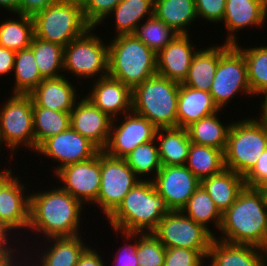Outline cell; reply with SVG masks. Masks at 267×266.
<instances>
[{
    "instance_id": "1",
    "label": "cell",
    "mask_w": 267,
    "mask_h": 266,
    "mask_svg": "<svg viewBox=\"0 0 267 266\" xmlns=\"http://www.w3.org/2000/svg\"><path fill=\"white\" fill-rule=\"evenodd\" d=\"M82 208L83 204L60 186L31 193L28 230L45 240L78 236Z\"/></svg>"
},
{
    "instance_id": "2",
    "label": "cell",
    "mask_w": 267,
    "mask_h": 266,
    "mask_svg": "<svg viewBox=\"0 0 267 266\" xmlns=\"http://www.w3.org/2000/svg\"><path fill=\"white\" fill-rule=\"evenodd\" d=\"M222 236L214 238L235 244L260 247L267 233V207L258 188L246 187L222 214L219 230Z\"/></svg>"
},
{
    "instance_id": "3",
    "label": "cell",
    "mask_w": 267,
    "mask_h": 266,
    "mask_svg": "<svg viewBox=\"0 0 267 266\" xmlns=\"http://www.w3.org/2000/svg\"><path fill=\"white\" fill-rule=\"evenodd\" d=\"M171 212L153 181L145 178L125 195L122 203L107 218L114 230L152 233L164 215Z\"/></svg>"
},
{
    "instance_id": "4",
    "label": "cell",
    "mask_w": 267,
    "mask_h": 266,
    "mask_svg": "<svg viewBox=\"0 0 267 266\" xmlns=\"http://www.w3.org/2000/svg\"><path fill=\"white\" fill-rule=\"evenodd\" d=\"M108 43V75L133 90L157 74L156 54L133 34Z\"/></svg>"
},
{
    "instance_id": "5",
    "label": "cell",
    "mask_w": 267,
    "mask_h": 266,
    "mask_svg": "<svg viewBox=\"0 0 267 266\" xmlns=\"http://www.w3.org/2000/svg\"><path fill=\"white\" fill-rule=\"evenodd\" d=\"M180 84L155 74L132 90V112L157 128L177 127Z\"/></svg>"
},
{
    "instance_id": "6",
    "label": "cell",
    "mask_w": 267,
    "mask_h": 266,
    "mask_svg": "<svg viewBox=\"0 0 267 266\" xmlns=\"http://www.w3.org/2000/svg\"><path fill=\"white\" fill-rule=\"evenodd\" d=\"M247 117L232 122L224 151L225 168L245 176L267 149V124Z\"/></svg>"
},
{
    "instance_id": "7",
    "label": "cell",
    "mask_w": 267,
    "mask_h": 266,
    "mask_svg": "<svg viewBox=\"0 0 267 266\" xmlns=\"http://www.w3.org/2000/svg\"><path fill=\"white\" fill-rule=\"evenodd\" d=\"M32 18L35 37L63 47L90 28L84 18L82 7L76 4L56 1Z\"/></svg>"
},
{
    "instance_id": "8",
    "label": "cell",
    "mask_w": 267,
    "mask_h": 266,
    "mask_svg": "<svg viewBox=\"0 0 267 266\" xmlns=\"http://www.w3.org/2000/svg\"><path fill=\"white\" fill-rule=\"evenodd\" d=\"M0 108V141L11 151L26 146L35 152L33 100L30 94H11ZM24 144V145H23ZM22 145V146H21Z\"/></svg>"
},
{
    "instance_id": "9",
    "label": "cell",
    "mask_w": 267,
    "mask_h": 266,
    "mask_svg": "<svg viewBox=\"0 0 267 266\" xmlns=\"http://www.w3.org/2000/svg\"><path fill=\"white\" fill-rule=\"evenodd\" d=\"M95 29L90 27L64 47L63 71L76 79L96 78V75L99 79L108 75V44L92 33Z\"/></svg>"
},
{
    "instance_id": "10",
    "label": "cell",
    "mask_w": 267,
    "mask_h": 266,
    "mask_svg": "<svg viewBox=\"0 0 267 266\" xmlns=\"http://www.w3.org/2000/svg\"><path fill=\"white\" fill-rule=\"evenodd\" d=\"M209 92L219 110L226 108L238 93L252 96L246 62L243 53L235 45L221 44L220 59Z\"/></svg>"
},
{
    "instance_id": "11",
    "label": "cell",
    "mask_w": 267,
    "mask_h": 266,
    "mask_svg": "<svg viewBox=\"0 0 267 266\" xmlns=\"http://www.w3.org/2000/svg\"><path fill=\"white\" fill-rule=\"evenodd\" d=\"M152 234L166 248H187L201 251L207 256L215 233L184 215L171 211L163 216Z\"/></svg>"
},
{
    "instance_id": "12",
    "label": "cell",
    "mask_w": 267,
    "mask_h": 266,
    "mask_svg": "<svg viewBox=\"0 0 267 266\" xmlns=\"http://www.w3.org/2000/svg\"><path fill=\"white\" fill-rule=\"evenodd\" d=\"M139 181L125 159L114 158L101 151L100 190L93 204H97L108 218Z\"/></svg>"
},
{
    "instance_id": "13",
    "label": "cell",
    "mask_w": 267,
    "mask_h": 266,
    "mask_svg": "<svg viewBox=\"0 0 267 266\" xmlns=\"http://www.w3.org/2000/svg\"><path fill=\"white\" fill-rule=\"evenodd\" d=\"M122 122L112 119L110 136L106 147L102 150L114 158L124 159L137 146L154 140L157 127L147 118L134 112L120 116ZM118 124H116L117 122Z\"/></svg>"
},
{
    "instance_id": "14",
    "label": "cell",
    "mask_w": 267,
    "mask_h": 266,
    "mask_svg": "<svg viewBox=\"0 0 267 266\" xmlns=\"http://www.w3.org/2000/svg\"><path fill=\"white\" fill-rule=\"evenodd\" d=\"M54 176L58 178L56 181L62 182L60 187L72 197L84 205H93L100 190L101 150L88 160L62 167Z\"/></svg>"
},
{
    "instance_id": "15",
    "label": "cell",
    "mask_w": 267,
    "mask_h": 266,
    "mask_svg": "<svg viewBox=\"0 0 267 266\" xmlns=\"http://www.w3.org/2000/svg\"><path fill=\"white\" fill-rule=\"evenodd\" d=\"M99 151L100 149L94 143L71 126L56 136L46 139L36 150L38 155H44L60 163L54 167V174L66 165L94 157Z\"/></svg>"
},
{
    "instance_id": "16",
    "label": "cell",
    "mask_w": 267,
    "mask_h": 266,
    "mask_svg": "<svg viewBox=\"0 0 267 266\" xmlns=\"http://www.w3.org/2000/svg\"><path fill=\"white\" fill-rule=\"evenodd\" d=\"M152 181L171 211H181L200 186V180L185 165H162Z\"/></svg>"
},
{
    "instance_id": "17",
    "label": "cell",
    "mask_w": 267,
    "mask_h": 266,
    "mask_svg": "<svg viewBox=\"0 0 267 266\" xmlns=\"http://www.w3.org/2000/svg\"><path fill=\"white\" fill-rule=\"evenodd\" d=\"M78 100L70 112V126L102 151L109 140L112 119L87 97Z\"/></svg>"
},
{
    "instance_id": "18",
    "label": "cell",
    "mask_w": 267,
    "mask_h": 266,
    "mask_svg": "<svg viewBox=\"0 0 267 266\" xmlns=\"http://www.w3.org/2000/svg\"><path fill=\"white\" fill-rule=\"evenodd\" d=\"M20 176L13 175L0 188V223L10 232L19 230L28 232L30 193L25 183L19 181ZM26 229V230H25Z\"/></svg>"
},
{
    "instance_id": "19",
    "label": "cell",
    "mask_w": 267,
    "mask_h": 266,
    "mask_svg": "<svg viewBox=\"0 0 267 266\" xmlns=\"http://www.w3.org/2000/svg\"><path fill=\"white\" fill-rule=\"evenodd\" d=\"M92 85L85 96L111 119L132 112V90L120 80L107 75Z\"/></svg>"
},
{
    "instance_id": "20",
    "label": "cell",
    "mask_w": 267,
    "mask_h": 266,
    "mask_svg": "<svg viewBox=\"0 0 267 266\" xmlns=\"http://www.w3.org/2000/svg\"><path fill=\"white\" fill-rule=\"evenodd\" d=\"M189 35L191 34H177L156 55L158 75L179 84L185 81L192 57L198 51L196 46H192Z\"/></svg>"
},
{
    "instance_id": "21",
    "label": "cell",
    "mask_w": 267,
    "mask_h": 266,
    "mask_svg": "<svg viewBox=\"0 0 267 266\" xmlns=\"http://www.w3.org/2000/svg\"><path fill=\"white\" fill-rule=\"evenodd\" d=\"M267 19V0H226L223 24L228 32L225 43L237 44L236 33L248 26H264Z\"/></svg>"
},
{
    "instance_id": "22",
    "label": "cell",
    "mask_w": 267,
    "mask_h": 266,
    "mask_svg": "<svg viewBox=\"0 0 267 266\" xmlns=\"http://www.w3.org/2000/svg\"><path fill=\"white\" fill-rule=\"evenodd\" d=\"M64 75L56 78H44L30 93L33 102L38 107L55 111L71 112L76 104L77 90L69 78Z\"/></svg>"
},
{
    "instance_id": "23",
    "label": "cell",
    "mask_w": 267,
    "mask_h": 266,
    "mask_svg": "<svg viewBox=\"0 0 267 266\" xmlns=\"http://www.w3.org/2000/svg\"><path fill=\"white\" fill-rule=\"evenodd\" d=\"M208 266H265L260 247L214 238L206 256Z\"/></svg>"
},
{
    "instance_id": "24",
    "label": "cell",
    "mask_w": 267,
    "mask_h": 266,
    "mask_svg": "<svg viewBox=\"0 0 267 266\" xmlns=\"http://www.w3.org/2000/svg\"><path fill=\"white\" fill-rule=\"evenodd\" d=\"M218 111L222 110L215 105L210 92L180 84L177 100V127L186 128Z\"/></svg>"
},
{
    "instance_id": "25",
    "label": "cell",
    "mask_w": 267,
    "mask_h": 266,
    "mask_svg": "<svg viewBox=\"0 0 267 266\" xmlns=\"http://www.w3.org/2000/svg\"><path fill=\"white\" fill-rule=\"evenodd\" d=\"M200 185L209 194L221 214L230 208L245 188L244 176L227 168L201 180Z\"/></svg>"
},
{
    "instance_id": "26",
    "label": "cell",
    "mask_w": 267,
    "mask_h": 266,
    "mask_svg": "<svg viewBox=\"0 0 267 266\" xmlns=\"http://www.w3.org/2000/svg\"><path fill=\"white\" fill-rule=\"evenodd\" d=\"M47 240L51 241L48 242L50 247L45 248L43 253L34 256L38 258L34 266H76L81 254L88 247L83 242L81 234Z\"/></svg>"
},
{
    "instance_id": "27",
    "label": "cell",
    "mask_w": 267,
    "mask_h": 266,
    "mask_svg": "<svg viewBox=\"0 0 267 266\" xmlns=\"http://www.w3.org/2000/svg\"><path fill=\"white\" fill-rule=\"evenodd\" d=\"M155 138L162 165H186L191 144L186 128H158Z\"/></svg>"
},
{
    "instance_id": "28",
    "label": "cell",
    "mask_w": 267,
    "mask_h": 266,
    "mask_svg": "<svg viewBox=\"0 0 267 266\" xmlns=\"http://www.w3.org/2000/svg\"><path fill=\"white\" fill-rule=\"evenodd\" d=\"M220 59V46L200 48L192 57L189 71L182 83L196 90L210 91Z\"/></svg>"
},
{
    "instance_id": "29",
    "label": "cell",
    "mask_w": 267,
    "mask_h": 266,
    "mask_svg": "<svg viewBox=\"0 0 267 266\" xmlns=\"http://www.w3.org/2000/svg\"><path fill=\"white\" fill-rule=\"evenodd\" d=\"M153 15L177 34H189L197 19L194 0H154Z\"/></svg>"
},
{
    "instance_id": "30",
    "label": "cell",
    "mask_w": 267,
    "mask_h": 266,
    "mask_svg": "<svg viewBox=\"0 0 267 266\" xmlns=\"http://www.w3.org/2000/svg\"><path fill=\"white\" fill-rule=\"evenodd\" d=\"M218 114L219 111L186 127L191 143L211 146L225 151L232 122L223 125V122L217 116Z\"/></svg>"
},
{
    "instance_id": "31",
    "label": "cell",
    "mask_w": 267,
    "mask_h": 266,
    "mask_svg": "<svg viewBox=\"0 0 267 266\" xmlns=\"http://www.w3.org/2000/svg\"><path fill=\"white\" fill-rule=\"evenodd\" d=\"M153 8L154 0H121L109 14L115 17L116 36L133 34L142 20L153 16Z\"/></svg>"
},
{
    "instance_id": "32",
    "label": "cell",
    "mask_w": 267,
    "mask_h": 266,
    "mask_svg": "<svg viewBox=\"0 0 267 266\" xmlns=\"http://www.w3.org/2000/svg\"><path fill=\"white\" fill-rule=\"evenodd\" d=\"M185 166L201 181L225 169L224 152L211 146L191 143Z\"/></svg>"
},
{
    "instance_id": "33",
    "label": "cell",
    "mask_w": 267,
    "mask_h": 266,
    "mask_svg": "<svg viewBox=\"0 0 267 266\" xmlns=\"http://www.w3.org/2000/svg\"><path fill=\"white\" fill-rule=\"evenodd\" d=\"M35 151L48 138L56 136L70 126V112L38 107L33 102Z\"/></svg>"
},
{
    "instance_id": "34",
    "label": "cell",
    "mask_w": 267,
    "mask_h": 266,
    "mask_svg": "<svg viewBox=\"0 0 267 266\" xmlns=\"http://www.w3.org/2000/svg\"><path fill=\"white\" fill-rule=\"evenodd\" d=\"M0 24V46L15 52L30 47L34 37V22L30 16L17 14Z\"/></svg>"
},
{
    "instance_id": "35",
    "label": "cell",
    "mask_w": 267,
    "mask_h": 266,
    "mask_svg": "<svg viewBox=\"0 0 267 266\" xmlns=\"http://www.w3.org/2000/svg\"><path fill=\"white\" fill-rule=\"evenodd\" d=\"M13 73L15 83L11 89L12 94H30L44 79L30 48L16 52Z\"/></svg>"
},
{
    "instance_id": "36",
    "label": "cell",
    "mask_w": 267,
    "mask_h": 266,
    "mask_svg": "<svg viewBox=\"0 0 267 266\" xmlns=\"http://www.w3.org/2000/svg\"><path fill=\"white\" fill-rule=\"evenodd\" d=\"M29 48L33 51L36 64L43 78H56L64 75L60 73L64 70V47L62 45L34 36Z\"/></svg>"
},
{
    "instance_id": "37",
    "label": "cell",
    "mask_w": 267,
    "mask_h": 266,
    "mask_svg": "<svg viewBox=\"0 0 267 266\" xmlns=\"http://www.w3.org/2000/svg\"><path fill=\"white\" fill-rule=\"evenodd\" d=\"M181 212L189 218L193 219L196 223L204 226L212 234L213 231L209 229V223H215L213 225L218 230L220 228L222 214L215 206L214 201L211 199L209 194L201 185L189 198L186 205L182 208Z\"/></svg>"
},
{
    "instance_id": "38",
    "label": "cell",
    "mask_w": 267,
    "mask_h": 266,
    "mask_svg": "<svg viewBox=\"0 0 267 266\" xmlns=\"http://www.w3.org/2000/svg\"><path fill=\"white\" fill-rule=\"evenodd\" d=\"M235 46L243 53L247 66L248 83L252 95L256 96L267 88V45L242 48L238 42Z\"/></svg>"
},
{
    "instance_id": "39",
    "label": "cell",
    "mask_w": 267,
    "mask_h": 266,
    "mask_svg": "<svg viewBox=\"0 0 267 266\" xmlns=\"http://www.w3.org/2000/svg\"><path fill=\"white\" fill-rule=\"evenodd\" d=\"M124 159L140 180H143L144 176L150 174L152 176L148 177V180L152 181L162 167L156 138L137 146Z\"/></svg>"
},
{
    "instance_id": "40",
    "label": "cell",
    "mask_w": 267,
    "mask_h": 266,
    "mask_svg": "<svg viewBox=\"0 0 267 266\" xmlns=\"http://www.w3.org/2000/svg\"><path fill=\"white\" fill-rule=\"evenodd\" d=\"M133 35L157 55L175 38L177 33L153 15L147 18L144 24L141 23Z\"/></svg>"
},
{
    "instance_id": "41",
    "label": "cell",
    "mask_w": 267,
    "mask_h": 266,
    "mask_svg": "<svg viewBox=\"0 0 267 266\" xmlns=\"http://www.w3.org/2000/svg\"><path fill=\"white\" fill-rule=\"evenodd\" d=\"M136 254L139 266H163L166 248L152 233H139Z\"/></svg>"
},
{
    "instance_id": "42",
    "label": "cell",
    "mask_w": 267,
    "mask_h": 266,
    "mask_svg": "<svg viewBox=\"0 0 267 266\" xmlns=\"http://www.w3.org/2000/svg\"><path fill=\"white\" fill-rule=\"evenodd\" d=\"M120 1L121 0H86L82 10L87 24L92 28H96L102 21H105L104 19H108L107 17Z\"/></svg>"
},
{
    "instance_id": "43",
    "label": "cell",
    "mask_w": 267,
    "mask_h": 266,
    "mask_svg": "<svg viewBox=\"0 0 267 266\" xmlns=\"http://www.w3.org/2000/svg\"><path fill=\"white\" fill-rule=\"evenodd\" d=\"M206 256L199 250L168 248L163 266H204Z\"/></svg>"
},
{
    "instance_id": "44",
    "label": "cell",
    "mask_w": 267,
    "mask_h": 266,
    "mask_svg": "<svg viewBox=\"0 0 267 266\" xmlns=\"http://www.w3.org/2000/svg\"><path fill=\"white\" fill-rule=\"evenodd\" d=\"M197 18L210 23H221L224 18L226 0H194Z\"/></svg>"
},
{
    "instance_id": "45",
    "label": "cell",
    "mask_w": 267,
    "mask_h": 266,
    "mask_svg": "<svg viewBox=\"0 0 267 266\" xmlns=\"http://www.w3.org/2000/svg\"><path fill=\"white\" fill-rule=\"evenodd\" d=\"M116 233H121L122 236L126 237V240L128 241L130 239L134 240V244H128V241L126 244L118 250V253L116 254V258L113 261V266H139L137 260L138 256L136 254L137 248H138V237L139 233H131V232H123V231H118L114 230ZM115 262V263H114Z\"/></svg>"
},
{
    "instance_id": "46",
    "label": "cell",
    "mask_w": 267,
    "mask_h": 266,
    "mask_svg": "<svg viewBox=\"0 0 267 266\" xmlns=\"http://www.w3.org/2000/svg\"><path fill=\"white\" fill-rule=\"evenodd\" d=\"M267 181V149L261 153L256 164L244 176L246 187L258 188Z\"/></svg>"
},
{
    "instance_id": "47",
    "label": "cell",
    "mask_w": 267,
    "mask_h": 266,
    "mask_svg": "<svg viewBox=\"0 0 267 266\" xmlns=\"http://www.w3.org/2000/svg\"><path fill=\"white\" fill-rule=\"evenodd\" d=\"M57 0H20L17 14L33 17Z\"/></svg>"
},
{
    "instance_id": "48",
    "label": "cell",
    "mask_w": 267,
    "mask_h": 266,
    "mask_svg": "<svg viewBox=\"0 0 267 266\" xmlns=\"http://www.w3.org/2000/svg\"><path fill=\"white\" fill-rule=\"evenodd\" d=\"M15 244L19 245V247H20V249L18 251L16 250V248H14V249H0V266H17V264H19L21 262L22 258H27V259L30 258V260H31V257H28L27 253H25V255H23V256L21 255L23 253L21 251L22 245L20 243H18V244L15 243ZM26 254H27V257H26ZM19 256H22V257H19Z\"/></svg>"
},
{
    "instance_id": "49",
    "label": "cell",
    "mask_w": 267,
    "mask_h": 266,
    "mask_svg": "<svg viewBox=\"0 0 267 266\" xmlns=\"http://www.w3.org/2000/svg\"><path fill=\"white\" fill-rule=\"evenodd\" d=\"M76 266H105L102 257L94 247L88 246L81 254Z\"/></svg>"
},
{
    "instance_id": "50",
    "label": "cell",
    "mask_w": 267,
    "mask_h": 266,
    "mask_svg": "<svg viewBox=\"0 0 267 266\" xmlns=\"http://www.w3.org/2000/svg\"><path fill=\"white\" fill-rule=\"evenodd\" d=\"M16 52L0 46V75L13 72Z\"/></svg>"
},
{
    "instance_id": "51",
    "label": "cell",
    "mask_w": 267,
    "mask_h": 266,
    "mask_svg": "<svg viewBox=\"0 0 267 266\" xmlns=\"http://www.w3.org/2000/svg\"><path fill=\"white\" fill-rule=\"evenodd\" d=\"M12 232H10L9 230H7L1 223H0V249H13V243L17 242L19 240H16L13 242L12 240V243L10 242L11 239H10V234ZM12 244V245H11ZM11 247H10V246Z\"/></svg>"
},
{
    "instance_id": "52",
    "label": "cell",
    "mask_w": 267,
    "mask_h": 266,
    "mask_svg": "<svg viewBox=\"0 0 267 266\" xmlns=\"http://www.w3.org/2000/svg\"><path fill=\"white\" fill-rule=\"evenodd\" d=\"M20 0H0V8H5V11H9L11 14H17L19 10ZM13 12V13H12Z\"/></svg>"
},
{
    "instance_id": "53",
    "label": "cell",
    "mask_w": 267,
    "mask_h": 266,
    "mask_svg": "<svg viewBox=\"0 0 267 266\" xmlns=\"http://www.w3.org/2000/svg\"><path fill=\"white\" fill-rule=\"evenodd\" d=\"M261 94L264 96V98H263L264 100L261 102V106H260L262 113L259 114L260 117L257 120L267 124V88H265L261 92H259L257 96H259Z\"/></svg>"
},
{
    "instance_id": "54",
    "label": "cell",
    "mask_w": 267,
    "mask_h": 266,
    "mask_svg": "<svg viewBox=\"0 0 267 266\" xmlns=\"http://www.w3.org/2000/svg\"><path fill=\"white\" fill-rule=\"evenodd\" d=\"M13 176L12 169H1L0 170V188Z\"/></svg>"
},
{
    "instance_id": "55",
    "label": "cell",
    "mask_w": 267,
    "mask_h": 266,
    "mask_svg": "<svg viewBox=\"0 0 267 266\" xmlns=\"http://www.w3.org/2000/svg\"><path fill=\"white\" fill-rule=\"evenodd\" d=\"M260 250L263 256L265 266H267V233H266L265 240L263 241V244L260 246Z\"/></svg>"
},
{
    "instance_id": "56",
    "label": "cell",
    "mask_w": 267,
    "mask_h": 266,
    "mask_svg": "<svg viewBox=\"0 0 267 266\" xmlns=\"http://www.w3.org/2000/svg\"><path fill=\"white\" fill-rule=\"evenodd\" d=\"M57 1L62 2V3H68V4H76L81 7H83L86 2V0H57Z\"/></svg>"
},
{
    "instance_id": "57",
    "label": "cell",
    "mask_w": 267,
    "mask_h": 266,
    "mask_svg": "<svg viewBox=\"0 0 267 266\" xmlns=\"http://www.w3.org/2000/svg\"><path fill=\"white\" fill-rule=\"evenodd\" d=\"M258 189L262 192L267 207V181L260 185Z\"/></svg>"
},
{
    "instance_id": "58",
    "label": "cell",
    "mask_w": 267,
    "mask_h": 266,
    "mask_svg": "<svg viewBox=\"0 0 267 266\" xmlns=\"http://www.w3.org/2000/svg\"><path fill=\"white\" fill-rule=\"evenodd\" d=\"M25 260H26V258H23L22 261H21L18 265H19V266H24V265H25V266H33V263H31V265H30V263L27 262V261H29V260H26V261H25ZM24 262H26V263H24ZM28 263H29V265H28ZM18 265H17V266H18Z\"/></svg>"
}]
</instances>
